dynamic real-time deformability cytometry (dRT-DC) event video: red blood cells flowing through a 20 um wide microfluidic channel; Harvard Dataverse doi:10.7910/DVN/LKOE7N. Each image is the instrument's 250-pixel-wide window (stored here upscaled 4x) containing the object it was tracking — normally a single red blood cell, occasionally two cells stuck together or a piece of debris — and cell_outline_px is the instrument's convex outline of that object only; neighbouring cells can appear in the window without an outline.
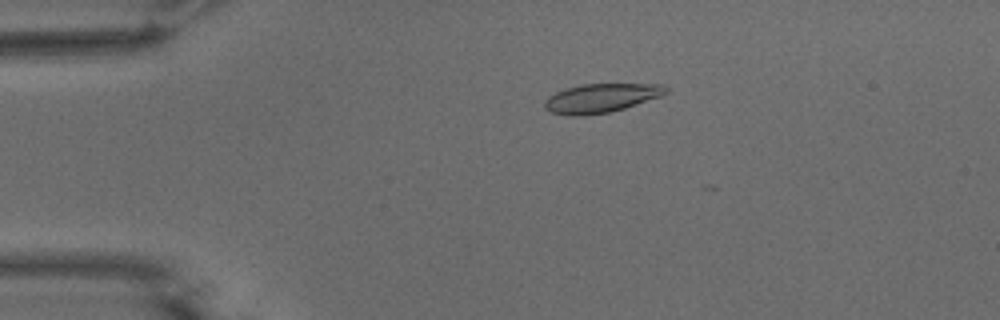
{"species": "common noctule bat (a hibernating species)", "species_latin": "Nyctalus noctula", "temperature_condition": "warm", "stored_images_in_passage": 17, "camera_frame_rate_fps": 3000, "um_per_image_px": 0.085, "animal": {"sex": "male", "body_mass_g": 15.6}, "frame": {"image": 1, "passage_image": 12, "time_ms": 3.667, "image_size_px": [1000, 320], "cell_outline_px": [[668, 92], [660, 96], [624, 108], [608, 112], [584, 116], [568, 116], [552, 112], [544, 108], [544, 100], [548, 96], [564, 88], [580, 84], [664, 84], [668, 88]], "centroid_in_image_um": [51.05, 8.33], "position_along_channel_um": 34.0, "area_um2": 20.52}}